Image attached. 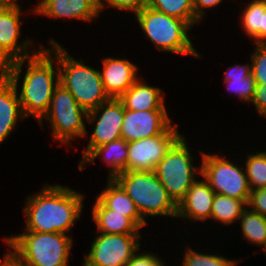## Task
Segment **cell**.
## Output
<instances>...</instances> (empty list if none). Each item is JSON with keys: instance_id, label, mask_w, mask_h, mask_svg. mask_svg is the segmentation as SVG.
I'll return each instance as SVG.
<instances>
[{"instance_id": "cell-1", "label": "cell", "mask_w": 266, "mask_h": 266, "mask_svg": "<svg viewBox=\"0 0 266 266\" xmlns=\"http://www.w3.org/2000/svg\"><path fill=\"white\" fill-rule=\"evenodd\" d=\"M24 67L27 68L22 72ZM0 71L15 86L24 117L33 116L39 123L47 114L54 90L59 85L57 57L43 45L32 56L13 61Z\"/></svg>"}, {"instance_id": "cell-2", "label": "cell", "mask_w": 266, "mask_h": 266, "mask_svg": "<svg viewBox=\"0 0 266 266\" xmlns=\"http://www.w3.org/2000/svg\"><path fill=\"white\" fill-rule=\"evenodd\" d=\"M45 183L24 201V231L68 235L84 213L86 195L69 186Z\"/></svg>"}, {"instance_id": "cell-3", "label": "cell", "mask_w": 266, "mask_h": 266, "mask_svg": "<svg viewBox=\"0 0 266 266\" xmlns=\"http://www.w3.org/2000/svg\"><path fill=\"white\" fill-rule=\"evenodd\" d=\"M49 39L47 47L58 59L59 84L87 113L107 102L110 97L103 88L100 70L88 66L84 58H74L56 39Z\"/></svg>"}, {"instance_id": "cell-4", "label": "cell", "mask_w": 266, "mask_h": 266, "mask_svg": "<svg viewBox=\"0 0 266 266\" xmlns=\"http://www.w3.org/2000/svg\"><path fill=\"white\" fill-rule=\"evenodd\" d=\"M3 240L7 252L24 266H69L74 245L71 235L64 233L24 231Z\"/></svg>"}, {"instance_id": "cell-5", "label": "cell", "mask_w": 266, "mask_h": 266, "mask_svg": "<svg viewBox=\"0 0 266 266\" xmlns=\"http://www.w3.org/2000/svg\"><path fill=\"white\" fill-rule=\"evenodd\" d=\"M136 24L157 51L204 59L193 45L192 29L185 21L145 6L134 15ZM189 32V33H188ZM190 36V37H189ZM202 56V57H201Z\"/></svg>"}, {"instance_id": "cell-6", "label": "cell", "mask_w": 266, "mask_h": 266, "mask_svg": "<svg viewBox=\"0 0 266 266\" xmlns=\"http://www.w3.org/2000/svg\"><path fill=\"white\" fill-rule=\"evenodd\" d=\"M136 205L141 217H171L177 215V203L160 183L153 171L123 172L113 178Z\"/></svg>"}, {"instance_id": "cell-7", "label": "cell", "mask_w": 266, "mask_h": 266, "mask_svg": "<svg viewBox=\"0 0 266 266\" xmlns=\"http://www.w3.org/2000/svg\"><path fill=\"white\" fill-rule=\"evenodd\" d=\"M87 114L73 95L59 84L54 90L47 114L38 124L42 128L46 122L51 128L52 139L68 148L73 146L76 138L79 141L85 138Z\"/></svg>"}, {"instance_id": "cell-8", "label": "cell", "mask_w": 266, "mask_h": 266, "mask_svg": "<svg viewBox=\"0 0 266 266\" xmlns=\"http://www.w3.org/2000/svg\"><path fill=\"white\" fill-rule=\"evenodd\" d=\"M186 135H183L167 152L154 169L156 177L178 204L193 183L201 176V160L194 164Z\"/></svg>"}, {"instance_id": "cell-9", "label": "cell", "mask_w": 266, "mask_h": 266, "mask_svg": "<svg viewBox=\"0 0 266 266\" xmlns=\"http://www.w3.org/2000/svg\"><path fill=\"white\" fill-rule=\"evenodd\" d=\"M198 151L201 155V176L215 193L238 200H249L251 189L243 164L234 162L233 159L232 162L226 154L223 157L216 152Z\"/></svg>"}, {"instance_id": "cell-10", "label": "cell", "mask_w": 266, "mask_h": 266, "mask_svg": "<svg viewBox=\"0 0 266 266\" xmlns=\"http://www.w3.org/2000/svg\"><path fill=\"white\" fill-rule=\"evenodd\" d=\"M142 234L97 233L82 266H125L141 247Z\"/></svg>"}, {"instance_id": "cell-11", "label": "cell", "mask_w": 266, "mask_h": 266, "mask_svg": "<svg viewBox=\"0 0 266 266\" xmlns=\"http://www.w3.org/2000/svg\"><path fill=\"white\" fill-rule=\"evenodd\" d=\"M183 135L175 122L161 135L128 142L126 172L154 171Z\"/></svg>"}, {"instance_id": "cell-12", "label": "cell", "mask_w": 266, "mask_h": 266, "mask_svg": "<svg viewBox=\"0 0 266 266\" xmlns=\"http://www.w3.org/2000/svg\"><path fill=\"white\" fill-rule=\"evenodd\" d=\"M124 118V105L119 99L110 98L98 108L88 112L87 123L93 125V131L85 134L88 142L82 150L81 163L95 148L121 138V128Z\"/></svg>"}, {"instance_id": "cell-13", "label": "cell", "mask_w": 266, "mask_h": 266, "mask_svg": "<svg viewBox=\"0 0 266 266\" xmlns=\"http://www.w3.org/2000/svg\"><path fill=\"white\" fill-rule=\"evenodd\" d=\"M23 12L21 6L0 10V70L13 61L32 56L44 45L41 43L36 48L30 37L20 39L21 16L27 13Z\"/></svg>"}, {"instance_id": "cell-14", "label": "cell", "mask_w": 266, "mask_h": 266, "mask_svg": "<svg viewBox=\"0 0 266 266\" xmlns=\"http://www.w3.org/2000/svg\"><path fill=\"white\" fill-rule=\"evenodd\" d=\"M167 110L134 111L124 108L121 138L127 142L161 135L173 123Z\"/></svg>"}, {"instance_id": "cell-15", "label": "cell", "mask_w": 266, "mask_h": 266, "mask_svg": "<svg viewBox=\"0 0 266 266\" xmlns=\"http://www.w3.org/2000/svg\"><path fill=\"white\" fill-rule=\"evenodd\" d=\"M36 3L29 13L37 17L43 16L53 20L68 18L84 23H92L100 17L98 0H39Z\"/></svg>"}, {"instance_id": "cell-16", "label": "cell", "mask_w": 266, "mask_h": 266, "mask_svg": "<svg viewBox=\"0 0 266 266\" xmlns=\"http://www.w3.org/2000/svg\"><path fill=\"white\" fill-rule=\"evenodd\" d=\"M101 62V80L110 98L118 99L141 77L139 65L127 58L107 56Z\"/></svg>"}, {"instance_id": "cell-17", "label": "cell", "mask_w": 266, "mask_h": 266, "mask_svg": "<svg viewBox=\"0 0 266 266\" xmlns=\"http://www.w3.org/2000/svg\"><path fill=\"white\" fill-rule=\"evenodd\" d=\"M215 194L208 182L199 176L186 195L178 202L176 219L189 221V224L190 222L205 223L210 220Z\"/></svg>"}, {"instance_id": "cell-18", "label": "cell", "mask_w": 266, "mask_h": 266, "mask_svg": "<svg viewBox=\"0 0 266 266\" xmlns=\"http://www.w3.org/2000/svg\"><path fill=\"white\" fill-rule=\"evenodd\" d=\"M25 119L15 86L0 71V145L13 135L18 121Z\"/></svg>"}, {"instance_id": "cell-19", "label": "cell", "mask_w": 266, "mask_h": 266, "mask_svg": "<svg viewBox=\"0 0 266 266\" xmlns=\"http://www.w3.org/2000/svg\"><path fill=\"white\" fill-rule=\"evenodd\" d=\"M158 86H150L148 81L140 77L118 99L124 108L134 111L168 110L165 106V96Z\"/></svg>"}, {"instance_id": "cell-20", "label": "cell", "mask_w": 266, "mask_h": 266, "mask_svg": "<svg viewBox=\"0 0 266 266\" xmlns=\"http://www.w3.org/2000/svg\"><path fill=\"white\" fill-rule=\"evenodd\" d=\"M128 156V142L120 138L95 148L81 163L78 169L82 172L87 165L95 164L98 157L109 167L107 178L113 179L116 175L126 172Z\"/></svg>"}, {"instance_id": "cell-21", "label": "cell", "mask_w": 266, "mask_h": 266, "mask_svg": "<svg viewBox=\"0 0 266 266\" xmlns=\"http://www.w3.org/2000/svg\"><path fill=\"white\" fill-rule=\"evenodd\" d=\"M107 183L96 197L114 213L124 214L140 230L148 225L140 215L136 205L124 189L114 180L107 178Z\"/></svg>"}, {"instance_id": "cell-22", "label": "cell", "mask_w": 266, "mask_h": 266, "mask_svg": "<svg viewBox=\"0 0 266 266\" xmlns=\"http://www.w3.org/2000/svg\"><path fill=\"white\" fill-rule=\"evenodd\" d=\"M91 208L97 233L104 234H141V230L124 214L114 213L97 197Z\"/></svg>"}, {"instance_id": "cell-23", "label": "cell", "mask_w": 266, "mask_h": 266, "mask_svg": "<svg viewBox=\"0 0 266 266\" xmlns=\"http://www.w3.org/2000/svg\"><path fill=\"white\" fill-rule=\"evenodd\" d=\"M243 8L239 14L241 31L254 44H266V0H248Z\"/></svg>"}, {"instance_id": "cell-24", "label": "cell", "mask_w": 266, "mask_h": 266, "mask_svg": "<svg viewBox=\"0 0 266 266\" xmlns=\"http://www.w3.org/2000/svg\"><path fill=\"white\" fill-rule=\"evenodd\" d=\"M223 81L225 82V90H229L238 96V100L242 103H250L253 99L256 82L251 74V62L234 64L226 68L223 73Z\"/></svg>"}, {"instance_id": "cell-25", "label": "cell", "mask_w": 266, "mask_h": 266, "mask_svg": "<svg viewBox=\"0 0 266 266\" xmlns=\"http://www.w3.org/2000/svg\"><path fill=\"white\" fill-rule=\"evenodd\" d=\"M247 203L248 200H238L216 193L212 203L211 221L217 222V225L222 223L227 227L233 226L238 223Z\"/></svg>"}, {"instance_id": "cell-26", "label": "cell", "mask_w": 266, "mask_h": 266, "mask_svg": "<svg viewBox=\"0 0 266 266\" xmlns=\"http://www.w3.org/2000/svg\"><path fill=\"white\" fill-rule=\"evenodd\" d=\"M147 6L185 21L192 29L202 22L195 16L194 0H147Z\"/></svg>"}, {"instance_id": "cell-27", "label": "cell", "mask_w": 266, "mask_h": 266, "mask_svg": "<svg viewBox=\"0 0 266 266\" xmlns=\"http://www.w3.org/2000/svg\"><path fill=\"white\" fill-rule=\"evenodd\" d=\"M240 224V226H239ZM243 240L247 244L262 247L266 241V218L250 210L248 207L243 211L238 224ZM249 242V243H248Z\"/></svg>"}, {"instance_id": "cell-28", "label": "cell", "mask_w": 266, "mask_h": 266, "mask_svg": "<svg viewBox=\"0 0 266 266\" xmlns=\"http://www.w3.org/2000/svg\"><path fill=\"white\" fill-rule=\"evenodd\" d=\"M189 246V247H188ZM186 245V248L184 249V254L182 255L181 259V265L180 266H237L239 264L238 262L242 261V258H234L230 259L228 257L223 256L222 254L219 255L213 251L211 252H202L203 249L200 250H195L192 249L190 246L191 245Z\"/></svg>"}, {"instance_id": "cell-29", "label": "cell", "mask_w": 266, "mask_h": 266, "mask_svg": "<svg viewBox=\"0 0 266 266\" xmlns=\"http://www.w3.org/2000/svg\"><path fill=\"white\" fill-rule=\"evenodd\" d=\"M250 152L245 153L247 154L246 157H242L239 161L240 163L245 162L243 166L246 172L249 187L251 191L266 188V150H258L255 153L250 150ZM242 160L243 162H241Z\"/></svg>"}, {"instance_id": "cell-30", "label": "cell", "mask_w": 266, "mask_h": 266, "mask_svg": "<svg viewBox=\"0 0 266 266\" xmlns=\"http://www.w3.org/2000/svg\"><path fill=\"white\" fill-rule=\"evenodd\" d=\"M250 55L251 74L256 84H266V44H254Z\"/></svg>"}, {"instance_id": "cell-31", "label": "cell", "mask_w": 266, "mask_h": 266, "mask_svg": "<svg viewBox=\"0 0 266 266\" xmlns=\"http://www.w3.org/2000/svg\"><path fill=\"white\" fill-rule=\"evenodd\" d=\"M145 6H147V0H98V8L100 15H103L102 11L107 10V8H113L118 11L130 12L133 15H136L140 12Z\"/></svg>"}, {"instance_id": "cell-32", "label": "cell", "mask_w": 266, "mask_h": 266, "mask_svg": "<svg viewBox=\"0 0 266 266\" xmlns=\"http://www.w3.org/2000/svg\"><path fill=\"white\" fill-rule=\"evenodd\" d=\"M141 247L137 252L127 261L125 266H166L168 265L163 257L157 255L153 251H143Z\"/></svg>"}, {"instance_id": "cell-33", "label": "cell", "mask_w": 266, "mask_h": 266, "mask_svg": "<svg viewBox=\"0 0 266 266\" xmlns=\"http://www.w3.org/2000/svg\"><path fill=\"white\" fill-rule=\"evenodd\" d=\"M247 207L266 218V188L251 191Z\"/></svg>"}, {"instance_id": "cell-34", "label": "cell", "mask_w": 266, "mask_h": 266, "mask_svg": "<svg viewBox=\"0 0 266 266\" xmlns=\"http://www.w3.org/2000/svg\"><path fill=\"white\" fill-rule=\"evenodd\" d=\"M250 103L254 105L257 115L266 119V84H256L255 93Z\"/></svg>"}, {"instance_id": "cell-35", "label": "cell", "mask_w": 266, "mask_h": 266, "mask_svg": "<svg viewBox=\"0 0 266 266\" xmlns=\"http://www.w3.org/2000/svg\"><path fill=\"white\" fill-rule=\"evenodd\" d=\"M222 2H226L223 0H194V11H195V16L200 20L204 21L206 17V11L208 9L214 11V9L219 5L222 4ZM207 9V10H206Z\"/></svg>"}, {"instance_id": "cell-36", "label": "cell", "mask_w": 266, "mask_h": 266, "mask_svg": "<svg viewBox=\"0 0 266 266\" xmlns=\"http://www.w3.org/2000/svg\"><path fill=\"white\" fill-rule=\"evenodd\" d=\"M0 266H24L19 263L10 253L6 252L3 254L2 259H0Z\"/></svg>"}, {"instance_id": "cell-37", "label": "cell", "mask_w": 266, "mask_h": 266, "mask_svg": "<svg viewBox=\"0 0 266 266\" xmlns=\"http://www.w3.org/2000/svg\"><path fill=\"white\" fill-rule=\"evenodd\" d=\"M19 2V0H0V10L14 9L22 6Z\"/></svg>"}, {"instance_id": "cell-38", "label": "cell", "mask_w": 266, "mask_h": 266, "mask_svg": "<svg viewBox=\"0 0 266 266\" xmlns=\"http://www.w3.org/2000/svg\"><path fill=\"white\" fill-rule=\"evenodd\" d=\"M261 248H263V249H260V250H264V252L266 254V241H265L264 245Z\"/></svg>"}]
</instances>
